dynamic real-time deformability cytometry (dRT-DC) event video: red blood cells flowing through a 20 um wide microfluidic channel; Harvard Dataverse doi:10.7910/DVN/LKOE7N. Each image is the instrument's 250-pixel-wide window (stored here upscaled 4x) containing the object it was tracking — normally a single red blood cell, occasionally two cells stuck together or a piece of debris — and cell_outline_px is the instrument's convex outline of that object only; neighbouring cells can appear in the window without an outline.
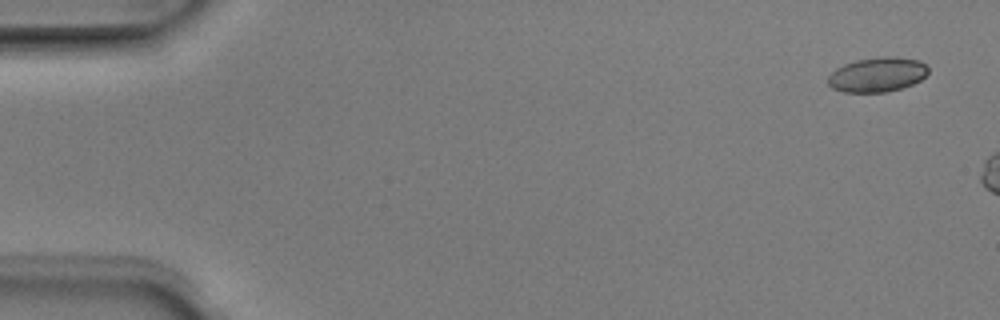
{"species": "Egyptian fruit bat (a non-hibernating species)", "species_latin": "Rousettus aegyptiacus", "temperature_condition": "room temperature", "stored_images_in_passage": 3, "camera_frame_rate_fps": 3000, "um_per_image_px": 0.085, "animal": {"sex": "male"}, "frame": {"image": 1, "passage_image": 1, "time_ms": 0.0, "image_size_px": [1000, 320], "cell_outline_px": [[928, 72], [920, 80], [912, 84], [888, 92], [844, 92], [832, 88], [828, 84], [828, 76], [836, 68], [844, 64], [856, 60], [884, 56], [896, 56], [920, 60], [928, 68]], "centroid_in_image_um": [74.56, 6.33], "position_along_channel_um": 10.4, "area_um2": 20.23}}